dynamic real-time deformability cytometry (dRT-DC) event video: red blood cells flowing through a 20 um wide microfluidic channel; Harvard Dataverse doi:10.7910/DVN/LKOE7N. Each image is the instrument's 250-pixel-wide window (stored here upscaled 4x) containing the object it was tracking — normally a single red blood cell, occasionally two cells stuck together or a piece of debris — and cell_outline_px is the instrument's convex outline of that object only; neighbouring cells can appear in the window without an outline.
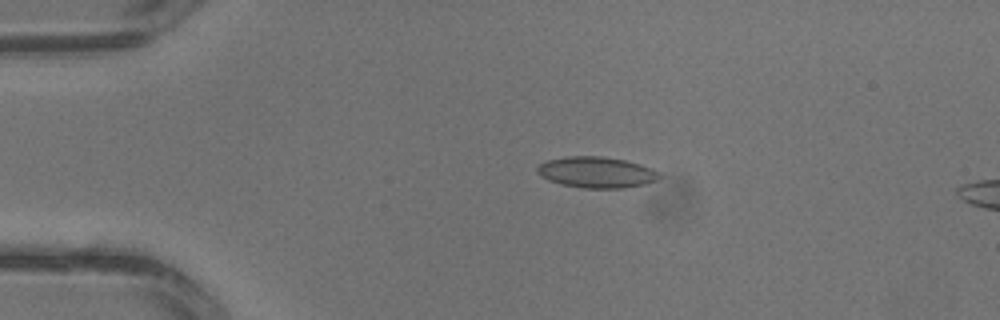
{"species": "common noctule bat (a hibernating species)", "species_latin": "Nyctalus noctula", "temperature_condition": "warm", "stored_images_in_passage": 3, "camera_frame_rate_fps": 3000, "um_per_image_px": 0.085, "animal": {"sex": "male", "body_mass_g": 13.3}, "frame": {"image": 1, "passage_image": 2, "time_ms": 0.333, "image_size_px": [1000, 320], "cell_outline_px": [[664, 176], [656, 180], [644, 184], [624, 188], [584, 188], [560, 184], [548, 180], [540, 176], [536, 172], [536, 168], [540, 164], [548, 160], [564, 156], [600, 156], [624, 160], [640, 164], [652, 168], [660, 172]], "centroid_in_image_um": [50.71, 14.64], "position_along_channel_um": 34.3, "area_um2": 22.25}}